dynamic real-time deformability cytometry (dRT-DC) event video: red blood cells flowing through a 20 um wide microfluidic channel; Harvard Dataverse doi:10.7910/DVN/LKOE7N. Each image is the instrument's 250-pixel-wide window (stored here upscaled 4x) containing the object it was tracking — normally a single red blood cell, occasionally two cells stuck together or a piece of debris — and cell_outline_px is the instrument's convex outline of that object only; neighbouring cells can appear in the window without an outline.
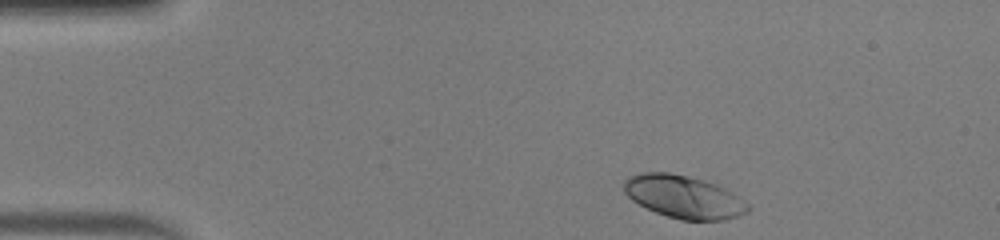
{"species": "human", "species_latin": "Homo sapiens", "temperature_condition": "warm", "stored_images_in_passage": 42, "camera_frame_rate_fps": 3000, "um_per_image_px": 0.085, "donor": {"sex": "male"}, "frame": {"image": 1, "passage_image": 1, "time_ms": 0.0, "image_size_px": [1000, 240], "cell_outline_px": [[752, 208], [748, 212], [724, 220], [680, 220], [656, 212], [632, 200], [624, 192], [624, 180], [628, 176], [640, 172], [668, 172], [688, 176], [704, 180], [716, 184], [732, 192], [748, 204]], "centroid_in_image_um": [58.11, 16.72], "position_along_channel_um": 26.9, "area_um2": 30.87}}
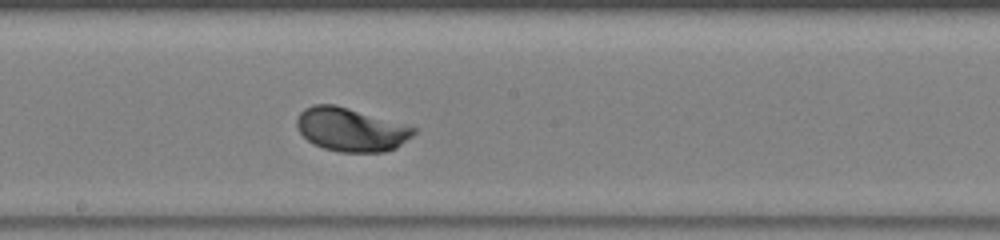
{"frame": {"image": 2, "passage_image": 20, "time_ms": 6.333, "image_size_px": [1000, 240], "cell_outline_px": [[416, 132], [412, 136], [396, 148], [384, 152], [340, 152], [324, 148], [312, 144], [296, 128], [296, 120], [300, 112], [304, 108], [312, 104], [336, 104], [416, 128]], "centroid_in_image_um": [29.79, 11.01], "position_along_channel_um": 218.4, "area_um2": 29.59}}
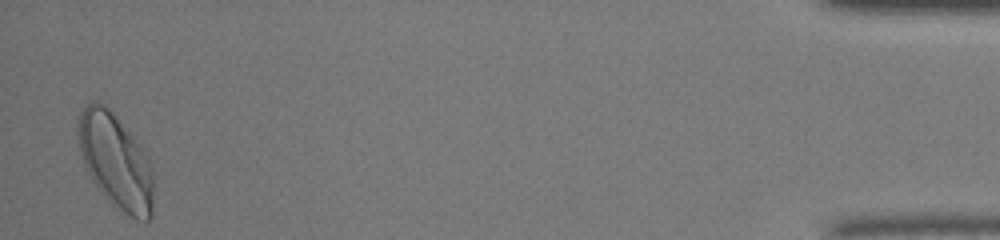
{"frame": {"image": 3, "passage_image": 41, "time_ms": 13.333, "image_size_px": [1000, 240], "cell_outline_px": [[152, 216], [148, 220], [136, 220], [112, 204], [104, 196], [84, 168], [80, 152], [76, 132], [76, 128], [80, 112], [92, 100], [96, 100], [104, 104], [112, 112], [148, 152], [152, 164]], "centroid_in_image_um": [9.82, 13.67], "position_along_channel_um": 425.4, "area_um2": 42.14}, "authors_computed_cell_mechanics": {"area_um2": 29.7959, "velocity_mm_per_s": 4.1938, "shape_relaxation_time_tau1_ms": 1.2598, "shape_relaxation_time_tau2_ms": null, "deformation_change_tau1": 0.125, "deformation_change_tau2": null}}